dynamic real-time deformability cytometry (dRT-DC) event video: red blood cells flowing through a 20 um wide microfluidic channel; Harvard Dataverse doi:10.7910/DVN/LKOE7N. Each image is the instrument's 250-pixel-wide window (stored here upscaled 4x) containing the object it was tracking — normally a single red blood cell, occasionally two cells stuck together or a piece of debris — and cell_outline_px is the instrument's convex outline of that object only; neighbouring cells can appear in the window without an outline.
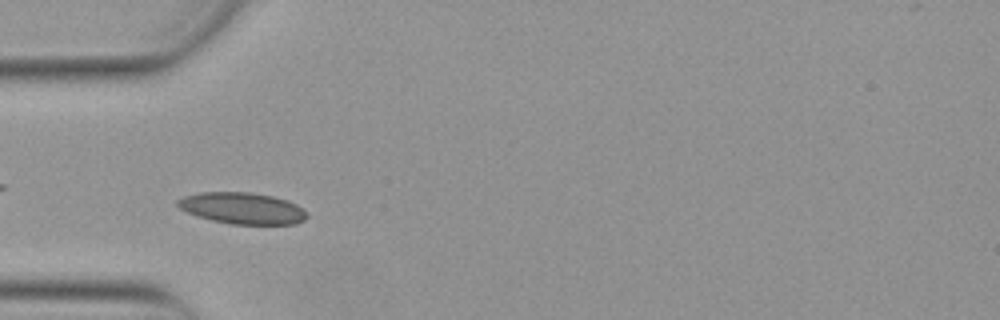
{"species": "Egyptian fruit bat (a non-hibernating species)", "species_latin": "Rousettus aegyptiacus", "temperature_condition": "warm", "stored_images_in_passage": 39, "camera_frame_rate_fps": 3000, "um_per_image_px": 0.085, "animal": {"sex": "female"}, "frame": {"image": 1, "passage_image": 3, "time_ms": 0.667, "image_size_px": [1000, 320], "cell_outline_px": [[308, 216], [304, 220], [296, 224], [232, 224], [212, 220], [188, 212], [180, 208], [176, 204], [176, 200], [184, 196], [200, 192], [248, 192], [272, 196], [288, 200], [304, 208]], "centroid_in_image_um": [20.63, 17.69], "position_along_channel_um": 64.4, "area_um2": 23.64}}
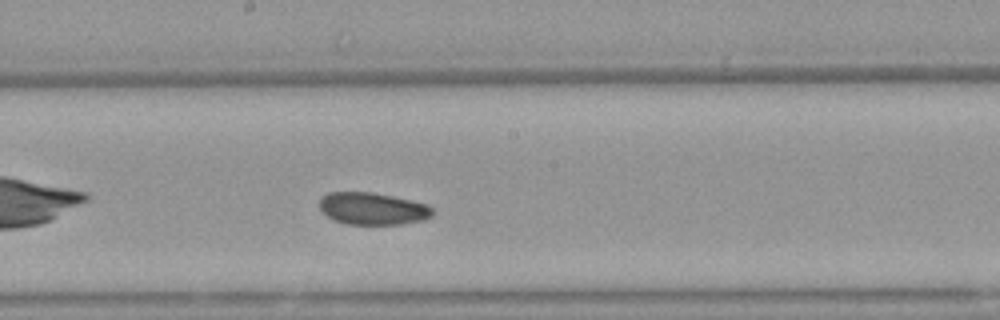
{"frame": {"image": 2, "passage_image": 15, "time_ms": 4.667, "image_size_px": [1000, 320], "cell_outline_px": [[432, 216], [424, 220], [400, 224], [344, 224], [332, 220], [320, 208], [320, 200], [328, 192], [372, 192], [392, 196], [428, 204], [432, 208]], "centroid_in_image_um": [31.68, 17.74], "position_along_channel_um": 216.5, "area_um2": 21.15}}
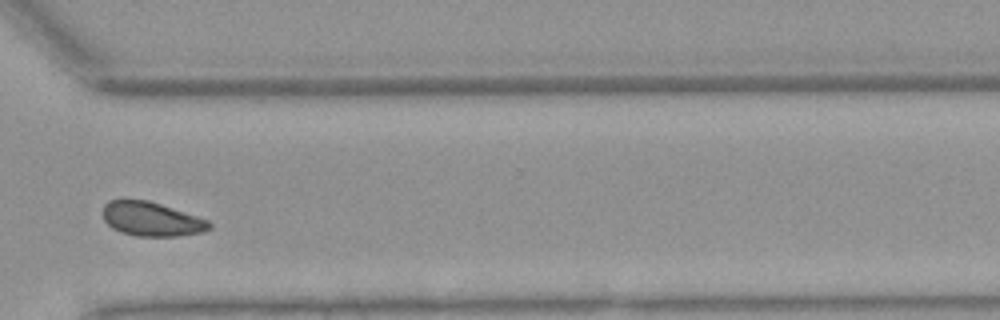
{"frame": {"image": 3, "passage_image": 26, "time_ms": 8.333, "image_size_px": [1000, 320], "cell_outline_px": [[212, 228], [204, 232], [176, 236], [136, 236], [120, 232], [112, 228], [104, 220], [104, 204], [108, 200], [148, 200], [208, 220], [212, 224]], "centroid_in_image_um": [12.88, 18.63], "position_along_channel_um": 357.7, "area_um2": 21.04}, "authors_computed_cell_mechanics": {"area_um2": 21.7328, "velocity_mm_per_s": 3.8418, "shape_relaxation_time_tau1_ms": 8.9706, "shape_relaxation_time_tau2_ms": 3.1096, "deformation_change_tau1": 0.108, "deformation_change_tau2": 0.0725}}